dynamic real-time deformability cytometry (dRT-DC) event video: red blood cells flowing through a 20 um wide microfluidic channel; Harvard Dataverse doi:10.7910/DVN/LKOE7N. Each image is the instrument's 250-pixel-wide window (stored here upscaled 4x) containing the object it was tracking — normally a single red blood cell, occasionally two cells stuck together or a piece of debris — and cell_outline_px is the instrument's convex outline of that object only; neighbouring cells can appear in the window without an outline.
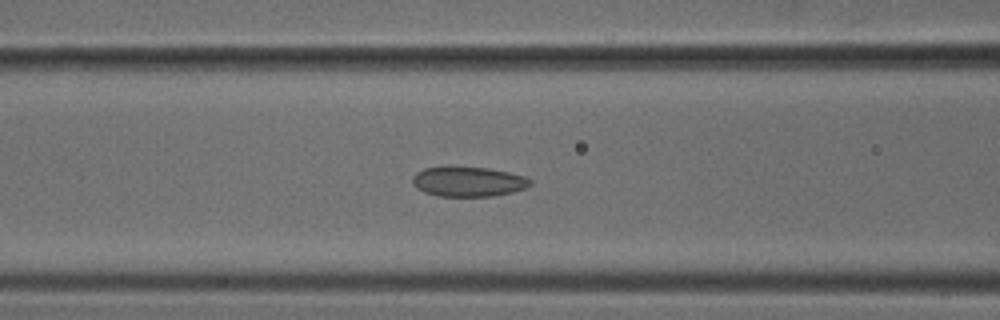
{"species": "common noctule bat (a hibernating species)", "species_latin": "Nyctalus noctula", "temperature_condition": "cold", "stored_images_in_passage": 51, "camera_frame_rate_fps": 3000, "um_per_image_px": 0.085, "animal": {"sex": "male", "body_mass_g": 18.8}, "frame": {"image": 1, "passage_image": 21, "time_ms": 6.667, "image_size_px": [1000, 320], "cell_outline_px": [[532, 184], [528, 188], [492, 196], [440, 196], [424, 192], [416, 188], [412, 184], [412, 176], [416, 172], [424, 168], [488, 168], [508, 172], [524, 176], [532, 180]], "centroid_in_image_um": [39.81, 15.45], "position_along_channel_um": 126.8, "area_um2": 20.23}}
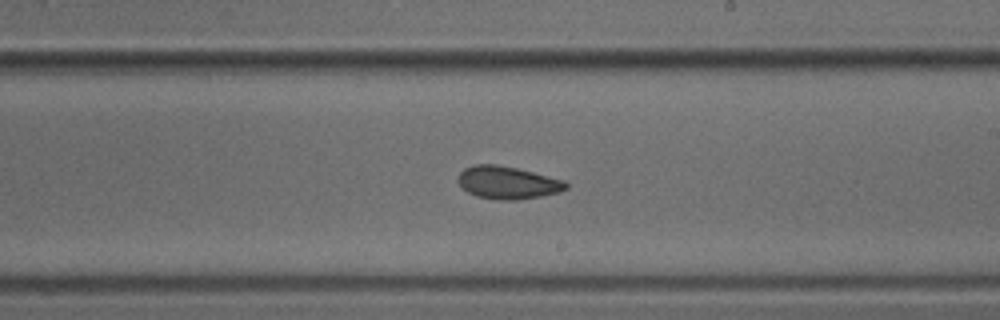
{"frame": {"image": 2, "passage_image": 30, "time_ms": 9.667, "image_size_px": [1000, 320], "cell_outline_px": [[568, 188], [560, 192], [540, 196], [516, 200], [496, 200], [476, 196], [468, 192], [460, 184], [460, 172], [464, 168], [476, 164], [496, 164], [516, 168], [564, 180], [568, 184]], "centroid_in_image_um": [43.17, 15.53], "position_along_channel_um": 245.8, "area_um2": 20.35}}
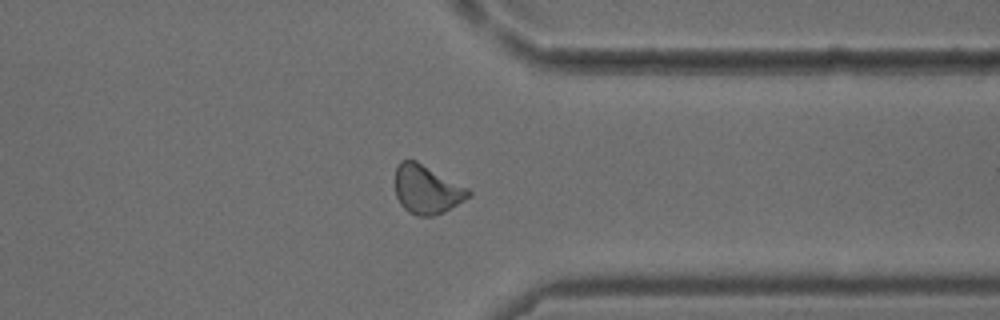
{"frame": {"image": 3, "passage_image": 40, "time_ms": 13.0, "image_size_px": [1000, 320], "cell_outline_px": [[472, 196], [444, 212], [432, 216], [420, 216], [408, 212], [400, 204], [396, 196], [396, 164], [400, 160], [416, 160], [468, 188], [472, 192]], "centroid_in_image_um": [36.28, 16.1], "position_along_channel_um": 375.1, "area_um2": 20.87}}